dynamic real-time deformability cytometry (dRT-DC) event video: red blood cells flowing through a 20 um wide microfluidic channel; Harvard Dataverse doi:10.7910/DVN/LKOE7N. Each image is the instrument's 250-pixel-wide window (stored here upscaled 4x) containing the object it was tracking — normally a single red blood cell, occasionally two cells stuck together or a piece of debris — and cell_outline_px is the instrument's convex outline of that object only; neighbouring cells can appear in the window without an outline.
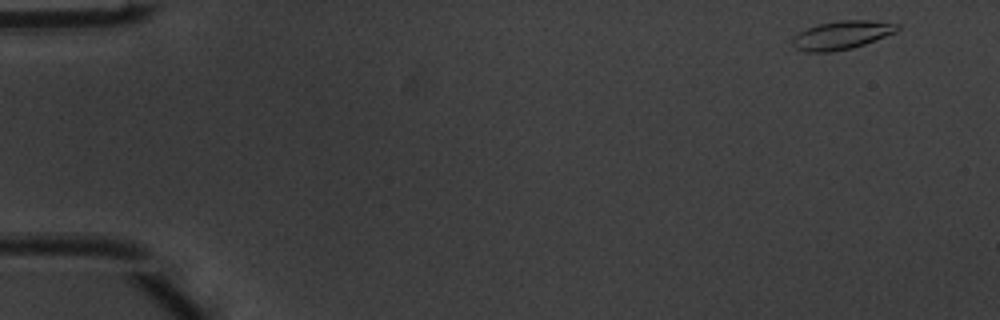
{"species": "common noctule bat (a hibernating species)", "species_latin": "Nyctalus noctula", "temperature_condition": "warm", "stored_images_in_passage": 47, "camera_frame_rate_fps": 3000, "um_per_image_px": 0.085, "animal": {"sex": "male", "body_mass_g": 20.1, "forearm_length_mm": 53.5}, "frame": {"image": 1, "passage_image": 1, "time_ms": 0.0, "image_size_px": [1000, 320], "cell_outline_px": [[900, 28], [896, 32], [864, 44], [852, 48], [832, 52], [808, 52], [796, 48], [792, 44], [792, 36], [816, 24], [840, 20], [872, 20], [900, 24]], "centroid_in_image_um": [71.55, 2.97], "position_along_channel_um": 13.4, "area_um2": 17.46}}
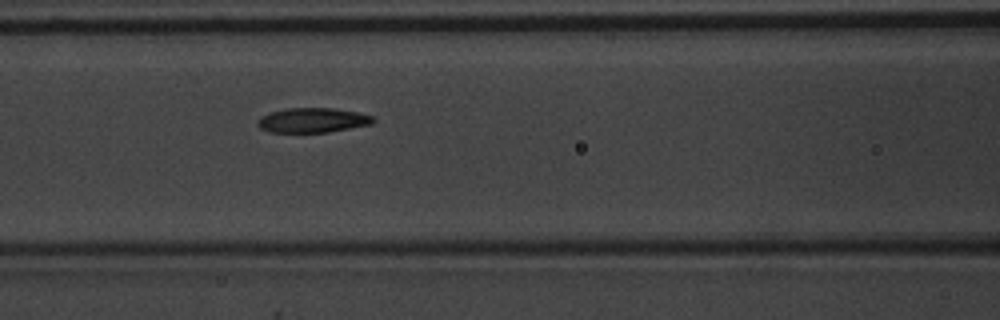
{"frame": {"image": 2, "passage_image": 20, "time_ms": 6.333, "image_size_px": [1000, 320], "cell_outline_px": [[376, 120], [372, 124], [328, 132], [272, 132], [260, 128], [256, 124], [256, 120], [260, 116], [284, 108], [332, 108], [356, 112], [372, 116]], "centroid_in_image_um": [26.54, 10.22], "position_along_channel_um": 140.1, "area_um2": 16.59}}
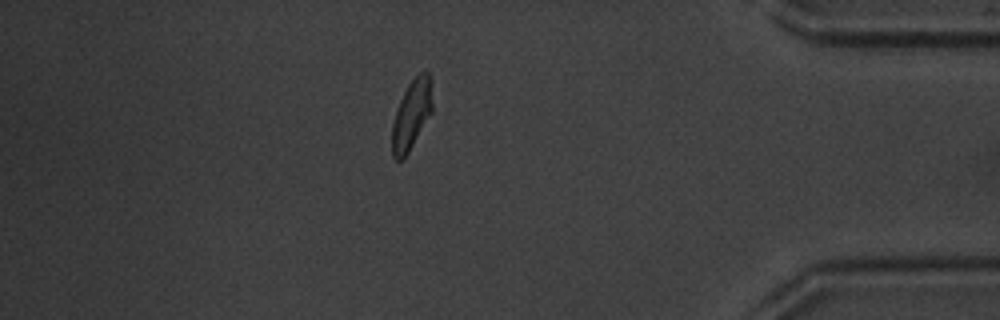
{"frame": {"image": 3, "passage_image": 42, "time_ms": 13.667, "image_size_px": [1000, 320], "cell_outline_px": [[432, 112], [404, 160], [396, 160], [392, 156], [392, 124], [400, 100], [408, 84], [420, 72], [428, 72], [432, 80]], "centroid_in_image_um": [34.99, 9.76], "position_along_channel_um": 400.2, "area_um2": 16.42}, "authors_computed_cell_mechanics": {"area_um2": 16.8776, "velocity_mm_per_s": 4.011, "shape_relaxation_time_tau1_ms": 2.6095, "shape_relaxation_time_tau2_ms": 2.0354, "deformation_change_tau1": 0.1348, "deformation_change_tau2": 0.0698}}